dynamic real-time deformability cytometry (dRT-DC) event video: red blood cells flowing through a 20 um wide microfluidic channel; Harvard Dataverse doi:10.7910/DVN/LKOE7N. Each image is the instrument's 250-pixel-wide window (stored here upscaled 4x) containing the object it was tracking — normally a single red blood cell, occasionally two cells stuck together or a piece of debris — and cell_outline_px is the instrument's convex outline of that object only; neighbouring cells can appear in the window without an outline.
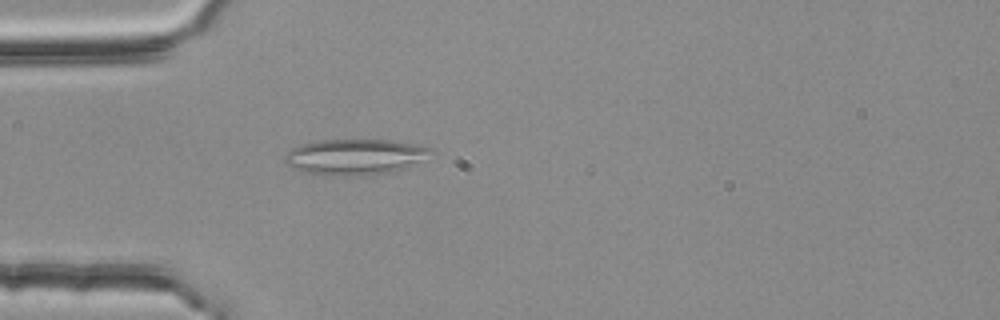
{"species": "common noctule bat (a hibernating species)", "species_latin": "Nyctalus noctula", "temperature_condition": "room temperature", "stored_images_in_passage": 2, "camera_frame_rate_fps": 3000, "um_per_image_px": 0.085, "animal": {"sex": "female", "body_mass_g": 25.1}, "frame": {"image": 1, "passage_image": 2, "time_ms": 0.333, "image_size_px": [1000, 320], "cell_outline_px": [[432, 148], [420, 160], [408, 168], [368, 176], [340, 176], [304, 172], [292, 168], [284, 160], [284, 156], [292, 148], [300, 144], [320, 140], [392, 140], [416, 144]], "centroid_in_image_um": [30.13, 13.34], "position_along_channel_um": 54.9, "area_um2": 30.29}}